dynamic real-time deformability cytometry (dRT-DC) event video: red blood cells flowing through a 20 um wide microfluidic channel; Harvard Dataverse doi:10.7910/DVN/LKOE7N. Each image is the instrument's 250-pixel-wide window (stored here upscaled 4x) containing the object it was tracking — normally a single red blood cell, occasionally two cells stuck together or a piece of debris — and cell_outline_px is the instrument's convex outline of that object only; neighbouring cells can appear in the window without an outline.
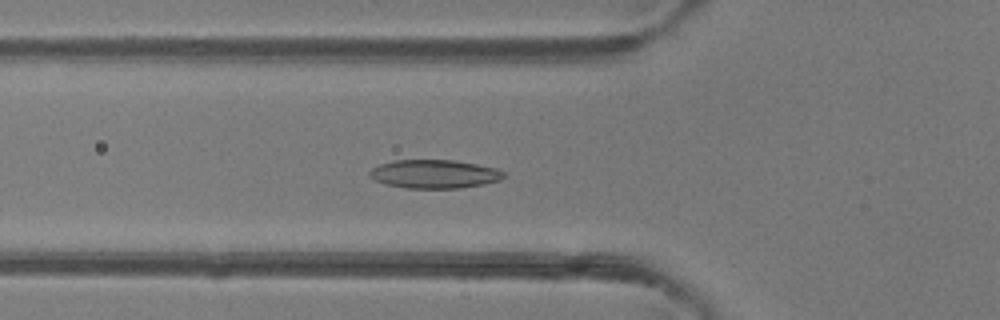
{"species": "common noctule bat (a hibernating species)", "species_latin": "Nyctalus noctula", "temperature_condition": "room temperature", "stored_images_in_passage": 34, "camera_frame_rate_fps": 3000, "um_per_image_px": 0.085, "animal": {"sex": "female"}, "frame": {"image": 1, "passage_image": 18, "time_ms": 5.667, "image_size_px": [1000, 320], "cell_outline_px": [[504, 176], [500, 180], [484, 184], [460, 188], [404, 188], [384, 184], [368, 176], [368, 172], [372, 168], [380, 164], [396, 160], [456, 160], [496, 168], [504, 172]], "centroid_in_image_um": [36.9, 14.79], "position_along_channel_um": 88.9, "area_um2": 22.37}}
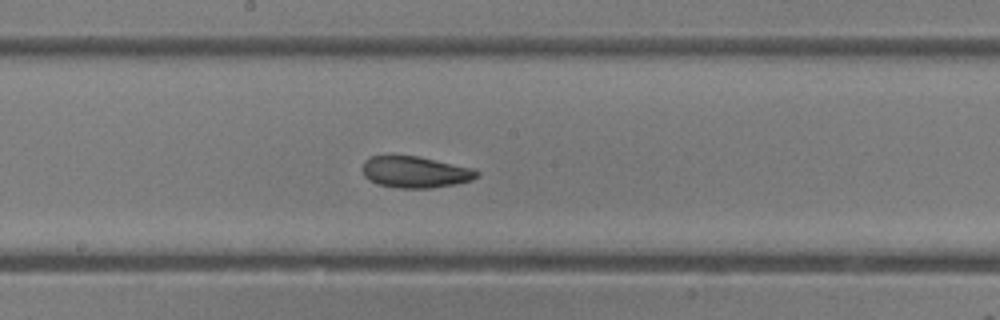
{"frame": {"image": 2, "passage_image": 27, "time_ms": 8.667, "image_size_px": [1000, 320], "cell_outline_px": [[480, 176], [472, 180], [456, 184], [432, 188], [400, 188], [380, 184], [364, 176], [360, 168], [364, 160], [372, 156], [420, 156], [472, 168], [480, 172]], "centroid_in_image_um": [35.32, 14.62], "position_along_channel_um": 212.9, "area_um2": 21.04}}
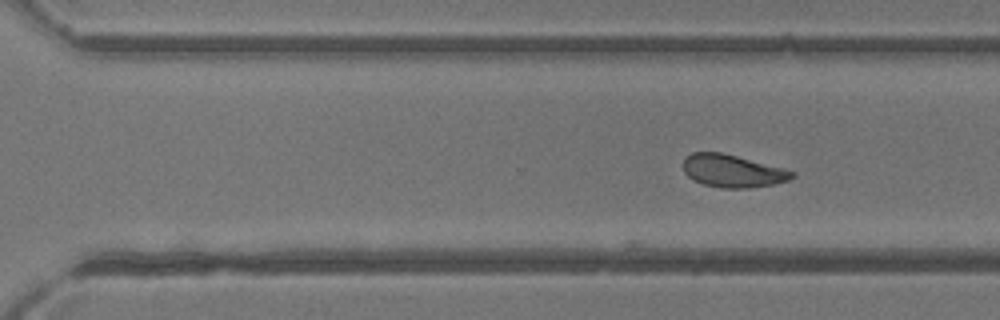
{"frame": {"image": 3, "passage_image": 34, "time_ms": 11.0, "image_size_px": [1000, 320], "cell_outline_px": [[796, 176], [788, 180], [776, 184], [748, 188], [720, 188], [704, 184], [692, 180], [684, 172], [684, 156], [692, 152], [720, 152], [784, 168], [796, 172]], "centroid_in_image_um": [62.27, 14.54], "position_along_channel_um": 308.3, "area_um2": 20.81}}